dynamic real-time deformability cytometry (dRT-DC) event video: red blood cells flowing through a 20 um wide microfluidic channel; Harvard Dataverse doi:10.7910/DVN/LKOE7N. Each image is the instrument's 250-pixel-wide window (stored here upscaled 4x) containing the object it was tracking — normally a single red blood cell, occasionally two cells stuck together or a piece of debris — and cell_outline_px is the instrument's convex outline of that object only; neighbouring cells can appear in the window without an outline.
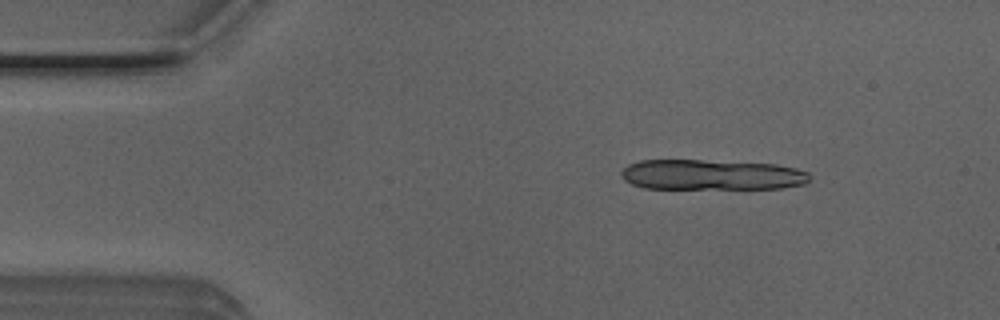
{"species": "Egyptian fruit bat (a non-hibernating species)", "species_latin": "Rousettus aegyptiacus", "temperature_condition": "room temperature", "stored_images_in_passage": 4, "camera_frame_rate_fps": 3000, "um_per_image_px": 0.085, "animal": {"sex": "male"}, "frame": {"image": 1, "passage_image": 1, "time_ms": 0.0, "image_size_px": [1000, 320], "cell_outline_px": [[812, 176], [804, 184], [780, 188], [644, 188], [632, 184], [624, 180], [620, 176], [620, 172], [628, 164], [640, 160], [700, 160], [776, 164], [796, 168], [808, 172]], "centroid_in_image_um": [60.47, 14.85], "position_along_channel_um": 24.5, "area_um2": 33.35}}